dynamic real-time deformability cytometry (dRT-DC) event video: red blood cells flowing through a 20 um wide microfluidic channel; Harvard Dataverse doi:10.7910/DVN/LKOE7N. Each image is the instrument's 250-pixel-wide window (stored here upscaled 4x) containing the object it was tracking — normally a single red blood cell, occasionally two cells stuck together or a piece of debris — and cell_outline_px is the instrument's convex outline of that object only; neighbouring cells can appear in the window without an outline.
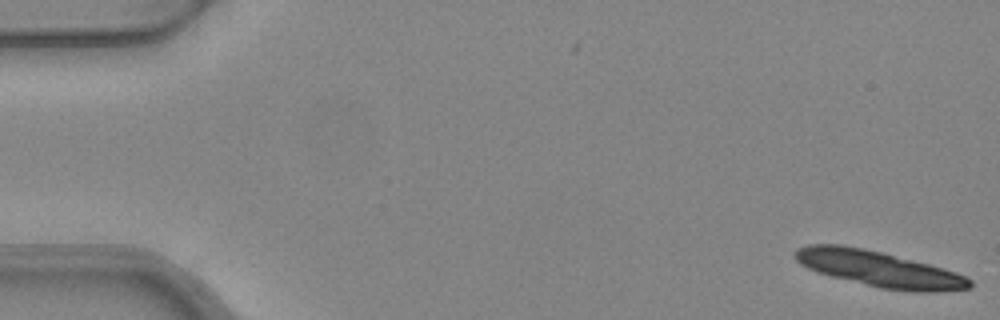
{"species": "common noctule bat (a hibernating species)", "species_latin": "Nyctalus noctula", "temperature_condition": "warm", "stored_images_in_passage": 3, "camera_frame_rate_fps": 3000, "um_per_image_px": 0.085, "animal": {"sex": "female", "body_mass_g": 24.6, "forearm_length_mm": 56.2}, "frame": {"image": 1, "passage_image": 1, "time_ms": 0.0, "image_size_px": [1000, 320], "cell_outline_px": [[972, 288], [936, 292], [912, 292], [880, 288], [832, 276], [808, 268], [800, 264], [796, 260], [796, 248], [808, 244], [844, 244], [864, 248], [944, 268], [968, 276], [972, 280]], "centroid_in_image_um": [74.76, 22.86], "position_along_channel_um": 10.2, "area_um2": 36.36}}